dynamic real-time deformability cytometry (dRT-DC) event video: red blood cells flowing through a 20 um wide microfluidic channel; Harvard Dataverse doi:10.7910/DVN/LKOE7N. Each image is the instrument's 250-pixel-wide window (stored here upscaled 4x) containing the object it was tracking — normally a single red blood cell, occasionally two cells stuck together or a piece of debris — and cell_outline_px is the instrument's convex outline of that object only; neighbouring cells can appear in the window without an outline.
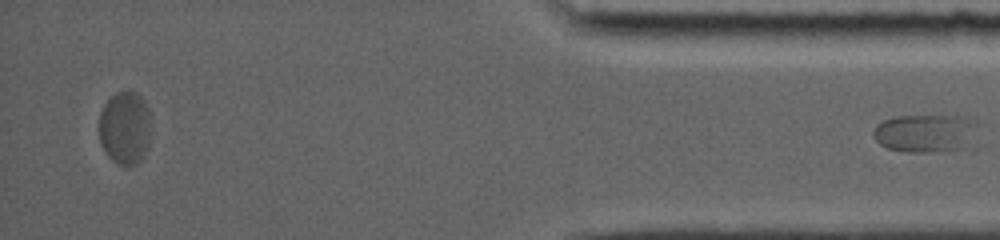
{"species": "common noctule bat (a hibernating species)", "species_latin": "Nyctalus noctula", "temperature_condition": "room temperature", "stored_images_in_passage": 35, "segment_of_instrument_passage": [2, 2], "camera_frame_rate_fps": 5000, "um_per_image_px": 0.085, "animal": {"sex": "female", "body_mass_g": 19.0, "forearm_length_mm": 56.7}, "frame": {"image": 1, "passage_image": 35, "time_ms": 16.6, "image_size_px": [1000, 240], "cell_outline_px": [[976, 124], [964, 148], [952, 152], [912, 152], [888, 148], [880, 144], [876, 140], [872, 132], [876, 124], [884, 120], [896, 116], [956, 116], [968, 120]], "centroid_in_image_um": [78.55, 11.34], "position_along_channel_um": 356.6, "area_um2": 22.66}}